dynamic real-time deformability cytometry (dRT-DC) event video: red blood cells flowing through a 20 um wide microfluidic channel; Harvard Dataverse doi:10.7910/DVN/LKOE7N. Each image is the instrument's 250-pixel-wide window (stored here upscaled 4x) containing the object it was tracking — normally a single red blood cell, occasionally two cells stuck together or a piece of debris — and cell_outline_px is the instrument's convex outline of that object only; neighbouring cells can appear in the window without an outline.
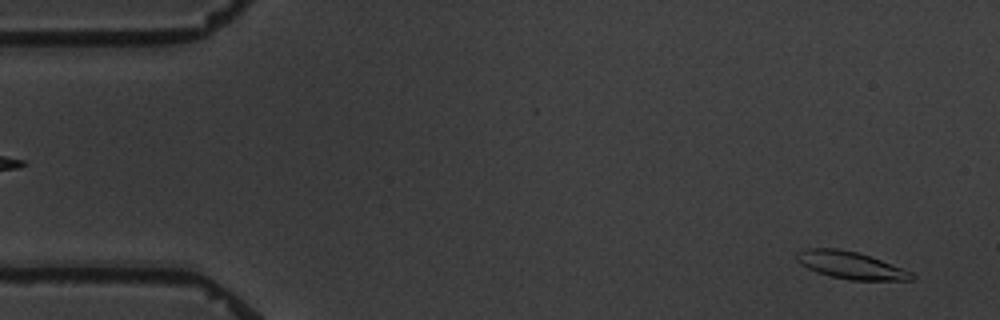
{"species": "common noctule bat (a hibernating species)", "species_latin": "Nyctalus noctula", "temperature_condition": "warm", "stored_images_in_passage": 5, "segment_of_instrument_passage": [1, 2], "camera_frame_rate_fps": 3000, "um_per_image_px": 0.085, "animal": {"sex": "male", "body_mass_g": 19.5, "forearm_length_mm": 54.6}, "frame": {"image": 1, "passage_image": 1, "time_ms": 0.0, "image_size_px": [1000, 320], "cell_outline_px": [[916, 280], [848, 280], [816, 272], [800, 264], [796, 260], [796, 252], [804, 248], [836, 248], [856, 252], [880, 260], [912, 272], [916, 276]], "centroid_in_image_um": [72.28, 22.55], "position_along_channel_um": 12.7, "area_um2": 18.21}}
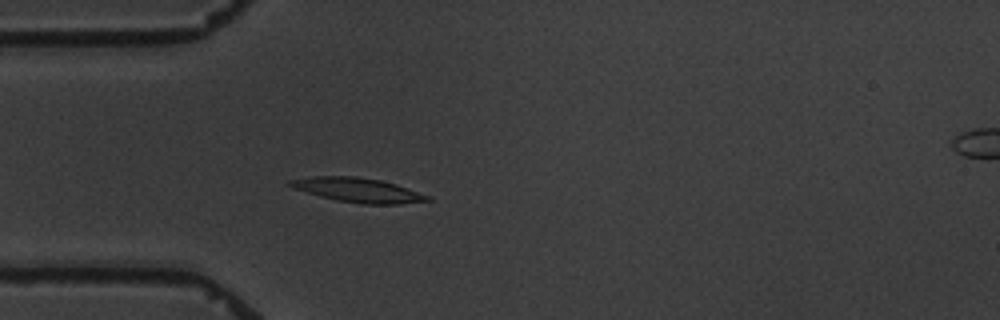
{"frame": {"image": 2, "passage_image": 4, "time_ms": 4.333, "image_size_px": [1000, 320], "cell_outline_px": [[432, 200], [400, 204], [360, 204], [336, 200], [320, 196], [292, 188], [284, 184], [288, 180], [312, 176], [356, 176], [380, 180], [396, 184], [432, 196]], "centroid_in_image_um": [30.41, 16.15], "position_along_channel_um": 54.6, "area_um2": 19.77}}